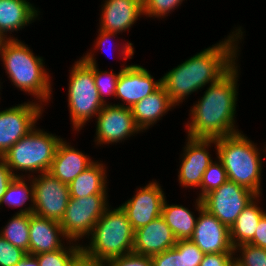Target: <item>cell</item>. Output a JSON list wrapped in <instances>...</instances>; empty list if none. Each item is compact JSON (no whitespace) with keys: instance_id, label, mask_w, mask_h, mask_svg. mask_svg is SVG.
<instances>
[{"instance_id":"5","label":"cell","mask_w":266,"mask_h":266,"mask_svg":"<svg viewBox=\"0 0 266 266\" xmlns=\"http://www.w3.org/2000/svg\"><path fill=\"white\" fill-rule=\"evenodd\" d=\"M134 234L126 212L121 206L105 210L90 233V243L81 245L87 256L108 261L131 253L134 247Z\"/></svg>"},{"instance_id":"36","label":"cell","mask_w":266,"mask_h":266,"mask_svg":"<svg viewBox=\"0 0 266 266\" xmlns=\"http://www.w3.org/2000/svg\"><path fill=\"white\" fill-rule=\"evenodd\" d=\"M235 252L205 254L199 266H234Z\"/></svg>"},{"instance_id":"27","label":"cell","mask_w":266,"mask_h":266,"mask_svg":"<svg viewBox=\"0 0 266 266\" xmlns=\"http://www.w3.org/2000/svg\"><path fill=\"white\" fill-rule=\"evenodd\" d=\"M27 177L25 175L23 177H14V179L8 185L5 194L2 196V200L0 202V207L5 203L9 207H21L29 200L31 203L28 207H21L20 211L16 213H33L34 208V191L33 184L30 177L27 180L30 182L26 184L25 181Z\"/></svg>"},{"instance_id":"31","label":"cell","mask_w":266,"mask_h":266,"mask_svg":"<svg viewBox=\"0 0 266 266\" xmlns=\"http://www.w3.org/2000/svg\"><path fill=\"white\" fill-rule=\"evenodd\" d=\"M228 181V176L222 162L217 158L213 161L203 174L200 184L199 199H202L209 192L219 188Z\"/></svg>"},{"instance_id":"2","label":"cell","mask_w":266,"mask_h":266,"mask_svg":"<svg viewBox=\"0 0 266 266\" xmlns=\"http://www.w3.org/2000/svg\"><path fill=\"white\" fill-rule=\"evenodd\" d=\"M237 63L218 81L210 84L202 97L190 108L187 136L219 138L240 132L234 124L238 97Z\"/></svg>"},{"instance_id":"35","label":"cell","mask_w":266,"mask_h":266,"mask_svg":"<svg viewBox=\"0 0 266 266\" xmlns=\"http://www.w3.org/2000/svg\"><path fill=\"white\" fill-rule=\"evenodd\" d=\"M107 266H153L151 257L134 252L106 261Z\"/></svg>"},{"instance_id":"16","label":"cell","mask_w":266,"mask_h":266,"mask_svg":"<svg viewBox=\"0 0 266 266\" xmlns=\"http://www.w3.org/2000/svg\"><path fill=\"white\" fill-rule=\"evenodd\" d=\"M161 85V78L155 81L154 77L143 66L136 64L122 66L116 85L115 98L122 100L123 103L116 105L132 108Z\"/></svg>"},{"instance_id":"10","label":"cell","mask_w":266,"mask_h":266,"mask_svg":"<svg viewBox=\"0 0 266 266\" xmlns=\"http://www.w3.org/2000/svg\"><path fill=\"white\" fill-rule=\"evenodd\" d=\"M257 195L235 182L227 181L202 198L203 208L229 229Z\"/></svg>"},{"instance_id":"18","label":"cell","mask_w":266,"mask_h":266,"mask_svg":"<svg viewBox=\"0 0 266 266\" xmlns=\"http://www.w3.org/2000/svg\"><path fill=\"white\" fill-rule=\"evenodd\" d=\"M101 6L99 29L112 33L128 31L143 15L141 0H105Z\"/></svg>"},{"instance_id":"11","label":"cell","mask_w":266,"mask_h":266,"mask_svg":"<svg viewBox=\"0 0 266 266\" xmlns=\"http://www.w3.org/2000/svg\"><path fill=\"white\" fill-rule=\"evenodd\" d=\"M43 105L30 101L0 111V157L36 127Z\"/></svg>"},{"instance_id":"40","label":"cell","mask_w":266,"mask_h":266,"mask_svg":"<svg viewBox=\"0 0 266 266\" xmlns=\"http://www.w3.org/2000/svg\"><path fill=\"white\" fill-rule=\"evenodd\" d=\"M98 37L96 39V43L93 45L94 48L93 51L100 50L101 48L103 49L104 46L106 45V43L110 40H112L113 38H115V36L117 35V33H112V32H108V31H104L102 29H98ZM108 44V43H107Z\"/></svg>"},{"instance_id":"33","label":"cell","mask_w":266,"mask_h":266,"mask_svg":"<svg viewBox=\"0 0 266 266\" xmlns=\"http://www.w3.org/2000/svg\"><path fill=\"white\" fill-rule=\"evenodd\" d=\"M184 0H143V16L154 18H164L171 13Z\"/></svg>"},{"instance_id":"13","label":"cell","mask_w":266,"mask_h":266,"mask_svg":"<svg viewBox=\"0 0 266 266\" xmlns=\"http://www.w3.org/2000/svg\"><path fill=\"white\" fill-rule=\"evenodd\" d=\"M194 206L199 215L193 236L189 240L204 254L234 252L230 229L203 208L202 199L197 198Z\"/></svg>"},{"instance_id":"17","label":"cell","mask_w":266,"mask_h":266,"mask_svg":"<svg viewBox=\"0 0 266 266\" xmlns=\"http://www.w3.org/2000/svg\"><path fill=\"white\" fill-rule=\"evenodd\" d=\"M172 230L162 216L135 230L133 251L136 254L152 257L176 245Z\"/></svg>"},{"instance_id":"28","label":"cell","mask_w":266,"mask_h":266,"mask_svg":"<svg viewBox=\"0 0 266 266\" xmlns=\"http://www.w3.org/2000/svg\"><path fill=\"white\" fill-rule=\"evenodd\" d=\"M30 213H16L0 230V235L15 247L29 254Z\"/></svg>"},{"instance_id":"26","label":"cell","mask_w":266,"mask_h":266,"mask_svg":"<svg viewBox=\"0 0 266 266\" xmlns=\"http://www.w3.org/2000/svg\"><path fill=\"white\" fill-rule=\"evenodd\" d=\"M193 213L183 205H170L165 199L162 205L161 216L177 240H188L193 236L197 222V217L195 218Z\"/></svg>"},{"instance_id":"24","label":"cell","mask_w":266,"mask_h":266,"mask_svg":"<svg viewBox=\"0 0 266 266\" xmlns=\"http://www.w3.org/2000/svg\"><path fill=\"white\" fill-rule=\"evenodd\" d=\"M261 195H257L240 213L230 228L233 247L248 244L254 237L260 219L266 211L258 205Z\"/></svg>"},{"instance_id":"34","label":"cell","mask_w":266,"mask_h":266,"mask_svg":"<svg viewBox=\"0 0 266 266\" xmlns=\"http://www.w3.org/2000/svg\"><path fill=\"white\" fill-rule=\"evenodd\" d=\"M27 253L15 247L0 235V266H16Z\"/></svg>"},{"instance_id":"8","label":"cell","mask_w":266,"mask_h":266,"mask_svg":"<svg viewBox=\"0 0 266 266\" xmlns=\"http://www.w3.org/2000/svg\"><path fill=\"white\" fill-rule=\"evenodd\" d=\"M108 195H89L83 198H69L60 225L68 241H80L88 237L97 221L109 207Z\"/></svg>"},{"instance_id":"38","label":"cell","mask_w":266,"mask_h":266,"mask_svg":"<svg viewBox=\"0 0 266 266\" xmlns=\"http://www.w3.org/2000/svg\"><path fill=\"white\" fill-rule=\"evenodd\" d=\"M248 244L266 249V214L260 219L254 237Z\"/></svg>"},{"instance_id":"14","label":"cell","mask_w":266,"mask_h":266,"mask_svg":"<svg viewBox=\"0 0 266 266\" xmlns=\"http://www.w3.org/2000/svg\"><path fill=\"white\" fill-rule=\"evenodd\" d=\"M135 193L132 198L121 205L134 231L161 216L162 205L166 198L156 180L140 187Z\"/></svg>"},{"instance_id":"22","label":"cell","mask_w":266,"mask_h":266,"mask_svg":"<svg viewBox=\"0 0 266 266\" xmlns=\"http://www.w3.org/2000/svg\"><path fill=\"white\" fill-rule=\"evenodd\" d=\"M174 106L165 88L161 85L152 94L137 102L131 111L137 127L143 132L150 126H154Z\"/></svg>"},{"instance_id":"25","label":"cell","mask_w":266,"mask_h":266,"mask_svg":"<svg viewBox=\"0 0 266 266\" xmlns=\"http://www.w3.org/2000/svg\"><path fill=\"white\" fill-rule=\"evenodd\" d=\"M204 253L191 240H177L174 247L151 257L153 266H199Z\"/></svg>"},{"instance_id":"6","label":"cell","mask_w":266,"mask_h":266,"mask_svg":"<svg viewBox=\"0 0 266 266\" xmlns=\"http://www.w3.org/2000/svg\"><path fill=\"white\" fill-rule=\"evenodd\" d=\"M61 140V137L35 127L16 142L2 158L15 177H23V173L20 175L18 171L35 174L49 172Z\"/></svg>"},{"instance_id":"3","label":"cell","mask_w":266,"mask_h":266,"mask_svg":"<svg viewBox=\"0 0 266 266\" xmlns=\"http://www.w3.org/2000/svg\"><path fill=\"white\" fill-rule=\"evenodd\" d=\"M0 58L6 75L18 89L37 98L41 105L50 101L53 85L43 57L35 56L30 47L16 37L0 40Z\"/></svg>"},{"instance_id":"23","label":"cell","mask_w":266,"mask_h":266,"mask_svg":"<svg viewBox=\"0 0 266 266\" xmlns=\"http://www.w3.org/2000/svg\"><path fill=\"white\" fill-rule=\"evenodd\" d=\"M106 167L94 161L80 173L70 184V197L83 198L89 195H108Z\"/></svg>"},{"instance_id":"32","label":"cell","mask_w":266,"mask_h":266,"mask_svg":"<svg viewBox=\"0 0 266 266\" xmlns=\"http://www.w3.org/2000/svg\"><path fill=\"white\" fill-rule=\"evenodd\" d=\"M239 254L234 257L236 266H266V249L253 246L251 244H242L234 247V252Z\"/></svg>"},{"instance_id":"37","label":"cell","mask_w":266,"mask_h":266,"mask_svg":"<svg viewBox=\"0 0 266 266\" xmlns=\"http://www.w3.org/2000/svg\"><path fill=\"white\" fill-rule=\"evenodd\" d=\"M14 177V174L6 165L5 160L0 157V202L2 200V196L6 192L8 185L14 179Z\"/></svg>"},{"instance_id":"19","label":"cell","mask_w":266,"mask_h":266,"mask_svg":"<svg viewBox=\"0 0 266 266\" xmlns=\"http://www.w3.org/2000/svg\"><path fill=\"white\" fill-rule=\"evenodd\" d=\"M29 255L61 249L65 236L59 222L30 213ZM62 237V238H61Z\"/></svg>"},{"instance_id":"21","label":"cell","mask_w":266,"mask_h":266,"mask_svg":"<svg viewBox=\"0 0 266 266\" xmlns=\"http://www.w3.org/2000/svg\"><path fill=\"white\" fill-rule=\"evenodd\" d=\"M38 8L27 0H0V40L14 39L8 32L20 31L39 17Z\"/></svg>"},{"instance_id":"29","label":"cell","mask_w":266,"mask_h":266,"mask_svg":"<svg viewBox=\"0 0 266 266\" xmlns=\"http://www.w3.org/2000/svg\"><path fill=\"white\" fill-rule=\"evenodd\" d=\"M95 55L92 52H88L83 57H81L87 64L93 65V76L95 80V86L98 90L100 100L103 102V104H107L105 101V95L111 96L115 98V91H116V85L118 82V78L120 75V71L116 74L113 72V69H111L110 72L108 71H99L98 65L96 63V58H94Z\"/></svg>"},{"instance_id":"15","label":"cell","mask_w":266,"mask_h":266,"mask_svg":"<svg viewBox=\"0 0 266 266\" xmlns=\"http://www.w3.org/2000/svg\"><path fill=\"white\" fill-rule=\"evenodd\" d=\"M187 142L183 147V154L178 181L182 187L200 188L202 177L208 166L213 162L209 152V146L212 147L214 138H186Z\"/></svg>"},{"instance_id":"7","label":"cell","mask_w":266,"mask_h":266,"mask_svg":"<svg viewBox=\"0 0 266 266\" xmlns=\"http://www.w3.org/2000/svg\"><path fill=\"white\" fill-rule=\"evenodd\" d=\"M68 108L73 130L82 127L97 116L104 104L100 100L93 76V65L82 58L75 61L69 75Z\"/></svg>"},{"instance_id":"1","label":"cell","mask_w":266,"mask_h":266,"mask_svg":"<svg viewBox=\"0 0 266 266\" xmlns=\"http://www.w3.org/2000/svg\"><path fill=\"white\" fill-rule=\"evenodd\" d=\"M241 27L164 74L161 84L175 107L192 93L204 89L205 85L218 81L237 63L238 44L244 33Z\"/></svg>"},{"instance_id":"39","label":"cell","mask_w":266,"mask_h":266,"mask_svg":"<svg viewBox=\"0 0 266 266\" xmlns=\"http://www.w3.org/2000/svg\"><path fill=\"white\" fill-rule=\"evenodd\" d=\"M70 266H107L106 261L87 256L82 251L74 258Z\"/></svg>"},{"instance_id":"41","label":"cell","mask_w":266,"mask_h":266,"mask_svg":"<svg viewBox=\"0 0 266 266\" xmlns=\"http://www.w3.org/2000/svg\"><path fill=\"white\" fill-rule=\"evenodd\" d=\"M16 266H39L34 255L27 254Z\"/></svg>"},{"instance_id":"12","label":"cell","mask_w":266,"mask_h":266,"mask_svg":"<svg viewBox=\"0 0 266 266\" xmlns=\"http://www.w3.org/2000/svg\"><path fill=\"white\" fill-rule=\"evenodd\" d=\"M95 144H116L138 134L141 130L137 127L131 108L104 104L96 116ZM124 139V140H123Z\"/></svg>"},{"instance_id":"30","label":"cell","mask_w":266,"mask_h":266,"mask_svg":"<svg viewBox=\"0 0 266 266\" xmlns=\"http://www.w3.org/2000/svg\"><path fill=\"white\" fill-rule=\"evenodd\" d=\"M69 243L68 247L64 243L61 249L34 255L39 266H70L71 262L82 250L81 244H78V242L74 243V241L69 240Z\"/></svg>"},{"instance_id":"4","label":"cell","mask_w":266,"mask_h":266,"mask_svg":"<svg viewBox=\"0 0 266 266\" xmlns=\"http://www.w3.org/2000/svg\"><path fill=\"white\" fill-rule=\"evenodd\" d=\"M217 158L222 162L228 180L247 188L256 195L261 190L262 156L259 148L242 131L214 138Z\"/></svg>"},{"instance_id":"9","label":"cell","mask_w":266,"mask_h":266,"mask_svg":"<svg viewBox=\"0 0 266 266\" xmlns=\"http://www.w3.org/2000/svg\"><path fill=\"white\" fill-rule=\"evenodd\" d=\"M26 177H30L33 184V213L60 223L70 198L69 185L49 172L40 173L37 177L28 174Z\"/></svg>"},{"instance_id":"20","label":"cell","mask_w":266,"mask_h":266,"mask_svg":"<svg viewBox=\"0 0 266 266\" xmlns=\"http://www.w3.org/2000/svg\"><path fill=\"white\" fill-rule=\"evenodd\" d=\"M94 161L89 155L78 151L62 139L57 146L49 173L69 185Z\"/></svg>"}]
</instances>
